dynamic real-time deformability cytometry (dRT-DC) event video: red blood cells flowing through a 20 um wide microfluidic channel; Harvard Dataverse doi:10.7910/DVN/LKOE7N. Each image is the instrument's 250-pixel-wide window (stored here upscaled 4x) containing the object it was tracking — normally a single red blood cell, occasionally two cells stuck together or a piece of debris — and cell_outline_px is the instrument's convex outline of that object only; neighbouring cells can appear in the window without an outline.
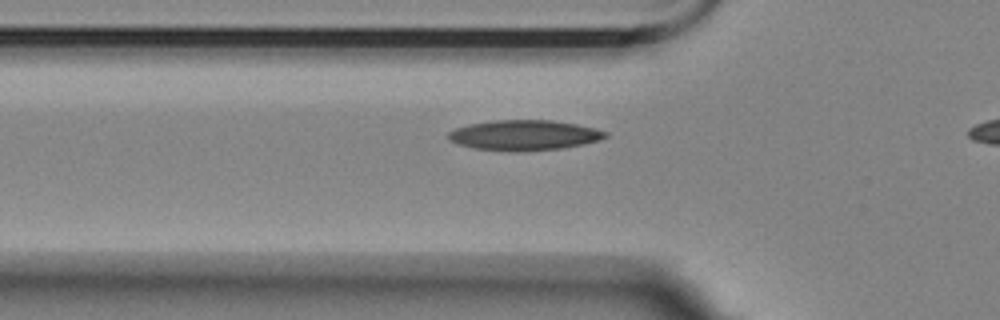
{"species": "Egyptian fruit bat (a non-hibernating species)", "species_latin": "Rousettus aegyptiacus", "temperature_condition": "room temperature", "stored_images_in_passage": 40, "camera_frame_rate_fps": 3000, "um_per_image_px": 0.085, "animal": {"sex": "female"}, "frame": {"image": 1, "passage_image": 12, "time_ms": 3.667, "image_size_px": [1000, 320], "cell_outline_px": [[608, 136], [600, 140], [584, 144], [560, 148], [516, 152], [512, 152], [476, 148], [456, 144], [448, 140], [448, 132], [456, 128], [468, 124], [492, 120], [552, 120], [576, 124], [596, 128], [608, 132]], "centroid_in_image_um": [44.55, 11.49], "position_along_channel_um": 81.2, "area_um2": 27.86}}
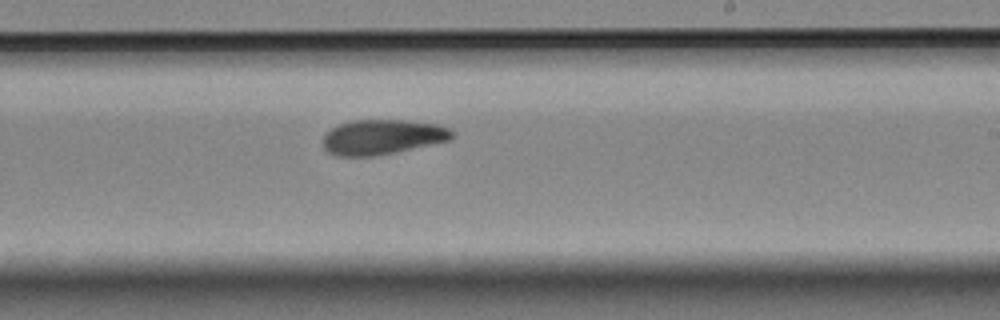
{"frame": {"image": 2, "passage_image": 27, "time_ms": 8.667, "image_size_px": [1000, 320], "cell_outline_px": [[456, 136], [452, 140], [396, 152], [376, 156], [336, 156], [328, 152], [324, 148], [324, 136], [332, 128], [340, 124], [352, 120], [404, 120], [440, 124], [456, 132]], "centroid_in_image_um": [32.57, 11.64], "position_along_channel_um": 256.4, "area_um2": 26.53}}
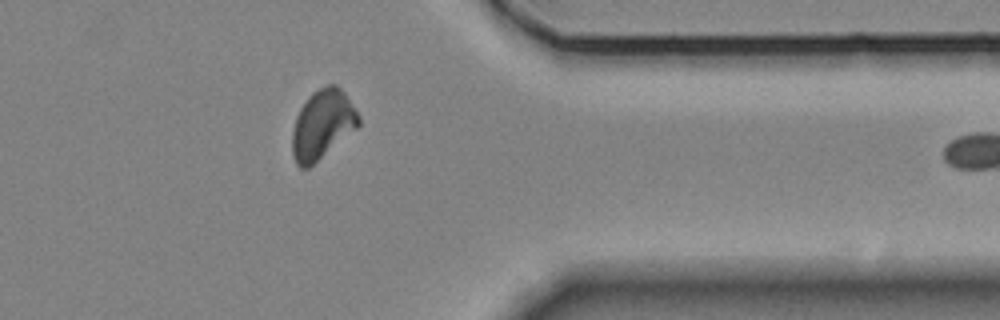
{"frame": {"image": 3, "passage_image": 39, "time_ms": 12.667, "image_size_px": [1000, 320], "cell_outline_px": [[360, 124], [356, 128], [308, 168], [300, 168], [296, 164], [292, 156], [292, 132], [296, 116], [300, 108], [308, 96], [312, 92], [328, 84], [336, 84], [344, 92], [360, 116]], "centroid_in_image_um": [27.38, 10.57], "position_along_channel_um": 384.0, "area_um2": 26.53}}